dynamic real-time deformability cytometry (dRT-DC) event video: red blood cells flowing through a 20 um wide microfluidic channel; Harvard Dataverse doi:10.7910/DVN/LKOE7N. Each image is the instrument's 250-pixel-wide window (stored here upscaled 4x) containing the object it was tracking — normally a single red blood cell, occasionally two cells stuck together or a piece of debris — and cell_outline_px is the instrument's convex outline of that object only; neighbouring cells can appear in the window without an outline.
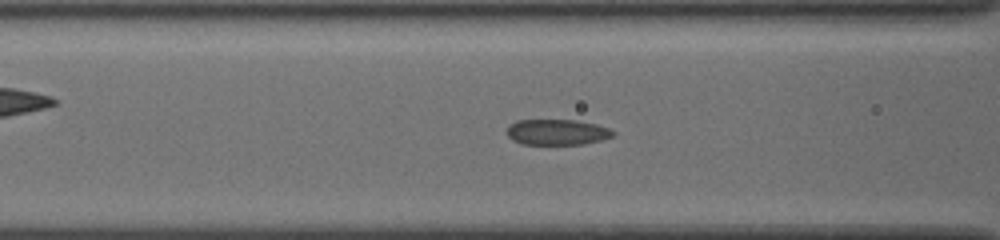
{"species": "common noctule bat (a hibernating species)", "species_latin": "Nyctalus noctula", "temperature_condition": "cold", "stored_images_in_passage": 56, "camera_frame_rate_fps": 3000, "um_per_image_px": 0.085, "animal": {"sex": "female", "body_mass_g": 19.5, "forearm_length_mm": 54.1}, "frame": {"image": 1, "passage_image": 25, "time_ms": 8.0, "image_size_px": [1000, 240], "cell_outline_px": [[616, 132], [612, 136], [600, 140], [584, 144], [520, 144], [512, 140], [508, 136], [508, 124], [516, 120], [576, 120], [596, 124], [608, 128]], "centroid_in_image_um": [47.32, 11.23], "position_along_channel_um": 119.3, "area_um2": 15.9}}
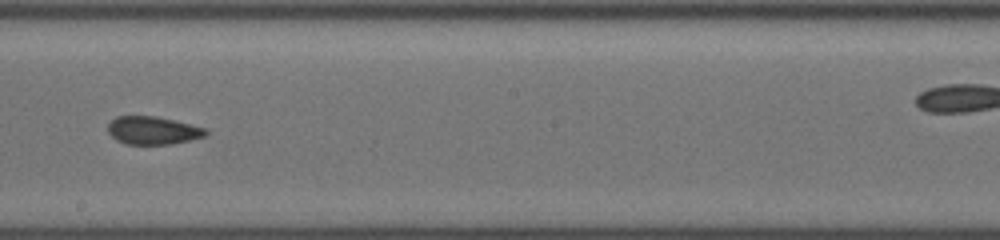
{"frame": {"image": 2, "passage_image": 34, "time_ms": 11.0, "image_size_px": [1000, 240], "cell_outline_px": [[208, 132], [204, 136], [172, 144], [124, 144], [116, 140], [108, 132], [108, 124], [116, 116], [156, 116], [208, 128]], "centroid_in_image_um": [12.99, 11.08], "position_along_channel_um": 235.2, "area_um2": 15.95}}
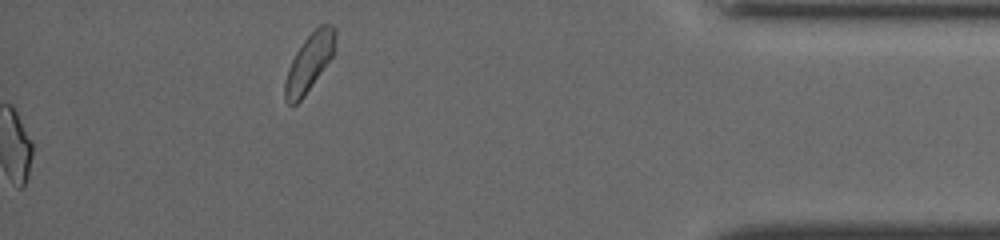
{"frame": {"image": 3, "passage_image": 56, "time_ms": 18.333, "image_size_px": [1000, 240], "cell_outline_px": [[336, 36], [332, 56], [304, 96], [296, 104], [288, 104], [284, 100], [284, 84], [288, 68], [296, 52], [304, 40], [320, 24], [332, 24], [336, 28]], "centroid_in_image_um": [26.28, 5.31], "position_along_channel_um": 408.9, "area_um2": 16.59}, "authors_computed_cell_mechanics": {"area_um2": 16.473, "velocity_mm_per_s": 3.8651, "shape_relaxation_time_tau1_ms": 7.3557, "shape_relaxation_time_tau2_ms": 1.92, "deformation_change_tau1": 0.1466, "deformation_change_tau2": 0.0702}}